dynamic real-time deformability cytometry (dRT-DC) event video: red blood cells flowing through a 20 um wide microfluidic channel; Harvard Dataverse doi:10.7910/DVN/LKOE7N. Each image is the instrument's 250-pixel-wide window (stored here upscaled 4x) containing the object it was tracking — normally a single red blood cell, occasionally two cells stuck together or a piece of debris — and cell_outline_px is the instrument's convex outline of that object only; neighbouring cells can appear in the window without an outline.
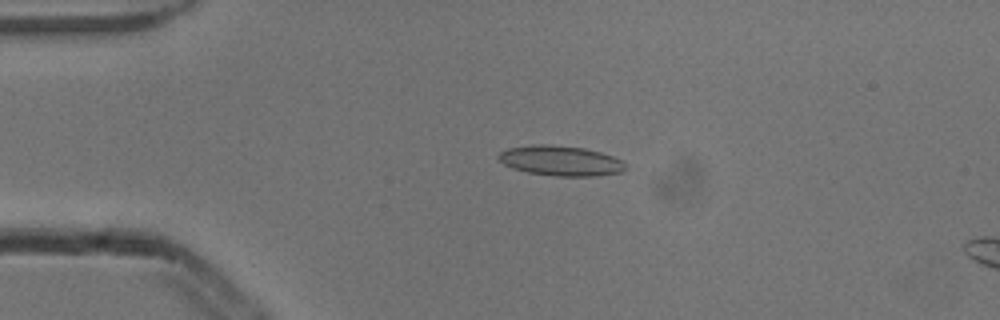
{"species": "common noctule bat (a hibernating species)", "species_latin": "Nyctalus noctula", "temperature_condition": "cold", "stored_images_in_passage": 3, "camera_frame_rate_fps": 3000, "um_per_image_px": 0.085, "animal": {"sex": "male", "body_mass_g": 13.3}, "frame": {"image": 1, "passage_image": 2, "time_ms": 0.333, "image_size_px": [1000, 320], "cell_outline_px": [[628, 168], [620, 172], [596, 176], [556, 176], [528, 172], [512, 168], [504, 164], [496, 156], [500, 152], [508, 148], [536, 144], [548, 144], [584, 148], [600, 152], [612, 156], [628, 164]], "centroid_in_image_um": [47.67, 13.66], "position_along_channel_um": 37.3, "area_um2": 22.25}}